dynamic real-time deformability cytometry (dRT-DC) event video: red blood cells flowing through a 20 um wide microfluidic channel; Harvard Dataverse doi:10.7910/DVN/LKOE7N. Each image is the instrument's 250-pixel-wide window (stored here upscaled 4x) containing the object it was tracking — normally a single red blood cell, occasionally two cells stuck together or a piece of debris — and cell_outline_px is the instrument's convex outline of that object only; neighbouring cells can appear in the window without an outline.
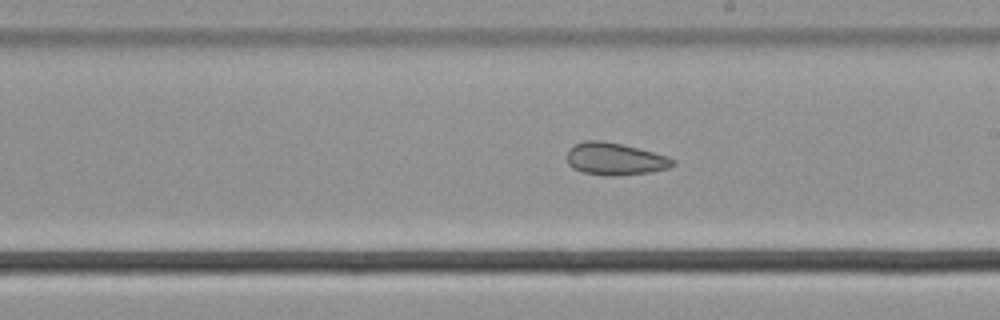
{"species": "common noctule bat (a hibernating species)", "species_latin": "Nyctalus noctula", "temperature_condition": "cold", "stored_images_in_passage": 29, "camera_frame_rate_fps": 3000, "um_per_image_px": 0.085, "animal": {"sex": "male", "body_mass_g": 21.5, "forearm_length_mm": 52.0}, "frame": {"image": 1, "passage_image": 17, "time_ms": 5.333, "image_size_px": [1000, 320], "cell_outline_px": [[676, 164], [668, 168], [652, 172], [612, 176], [604, 176], [584, 172], [572, 168], [568, 164], [568, 152], [576, 144], [584, 140], [604, 140], [668, 156], [676, 160]], "centroid_in_image_um": [52.3, 13.52], "position_along_channel_um": 236.7, "area_um2": 19.83}}
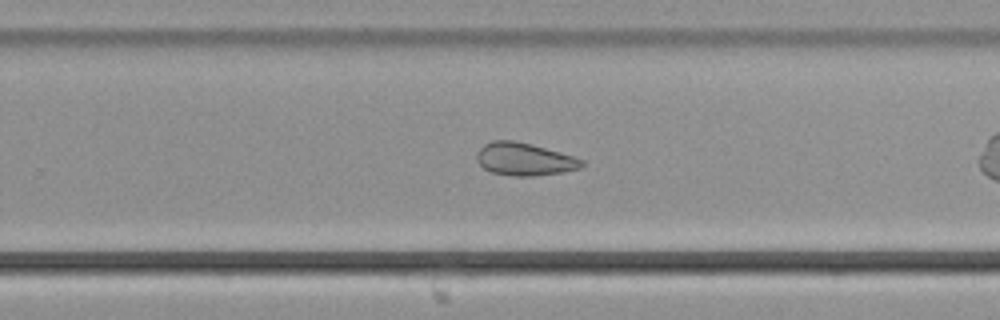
{"frame": {"image": 2, "passage_image": 21, "time_ms": 6.667, "image_size_px": [1000, 320], "cell_outline_px": [[584, 164], [580, 168], [564, 172], [532, 176], [512, 176], [492, 172], [484, 168], [476, 160], [476, 152], [484, 144], [492, 140], [516, 140], [532, 144], [560, 152], [584, 160]], "centroid_in_image_um": [44.56, 13.52], "position_along_channel_um": 285.2, "area_um2": 20.11}}